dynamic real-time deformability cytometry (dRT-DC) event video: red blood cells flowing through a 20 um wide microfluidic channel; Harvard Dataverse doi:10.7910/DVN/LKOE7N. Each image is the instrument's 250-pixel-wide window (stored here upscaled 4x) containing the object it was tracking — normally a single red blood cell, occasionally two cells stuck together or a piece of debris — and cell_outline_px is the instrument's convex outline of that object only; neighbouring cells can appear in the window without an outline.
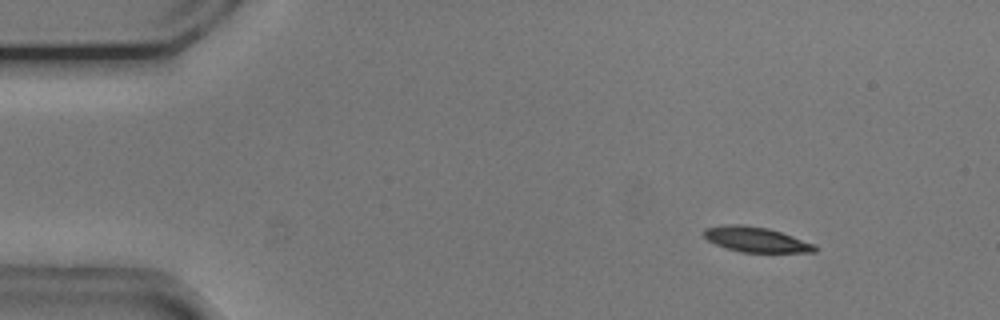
{"species": "common noctule bat (a hibernating species)", "species_latin": "Nyctalus noctula", "temperature_condition": "cold", "stored_images_in_passage": 14, "camera_frame_rate_fps": 3000, "um_per_image_px": 0.085, "animal": {"sex": "male", "body_mass_g": 20.5, "forearm_length_mm": 52.5}, "frame": {"image": 1, "passage_image": 4, "time_ms": 1.0, "image_size_px": [1000, 320], "cell_outline_px": [[816, 252], [740, 252], [724, 248], [708, 240], [704, 236], [704, 228], [724, 224], [740, 224], [768, 228], [816, 244]], "centroid_in_image_um": [64.24, 20.35], "position_along_channel_um": 20.8, "area_um2": 16.24}}